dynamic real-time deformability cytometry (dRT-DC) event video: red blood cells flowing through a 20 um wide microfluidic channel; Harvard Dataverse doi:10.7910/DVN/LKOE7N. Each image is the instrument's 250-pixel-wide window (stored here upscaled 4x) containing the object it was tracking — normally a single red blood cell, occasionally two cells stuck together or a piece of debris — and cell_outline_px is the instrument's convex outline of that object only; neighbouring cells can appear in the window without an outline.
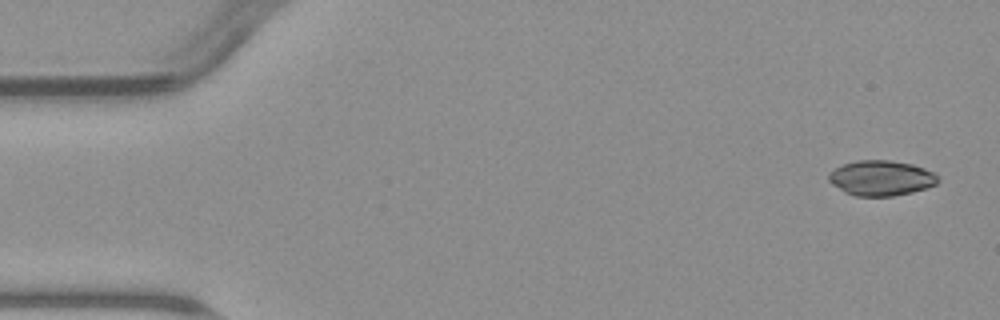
{"species": "common noctule bat (a hibernating species)", "species_latin": "Nyctalus noctula", "temperature_condition": "warm", "stored_images_in_passage": 6, "segment_of_instrument_passage": [2, 2], "camera_frame_rate_fps": 3000, "um_per_image_px": 0.085, "animal": {"sex": "male", "body_mass_g": 23.1, "forearm_length_mm": 52.7}, "frame": {"image": 1, "passage_image": 6, "time_ms": 6.333, "image_size_px": [1000, 320], "cell_outline_px": [[940, 180], [936, 184], [912, 192], [892, 196], [856, 196], [844, 192], [832, 184], [828, 180], [828, 176], [836, 168], [844, 164], [856, 160], [888, 160], [912, 164], [936, 172]], "centroid_in_image_um": [74.92, 15.13], "position_along_channel_um": 10.1, "area_um2": 22.37}}